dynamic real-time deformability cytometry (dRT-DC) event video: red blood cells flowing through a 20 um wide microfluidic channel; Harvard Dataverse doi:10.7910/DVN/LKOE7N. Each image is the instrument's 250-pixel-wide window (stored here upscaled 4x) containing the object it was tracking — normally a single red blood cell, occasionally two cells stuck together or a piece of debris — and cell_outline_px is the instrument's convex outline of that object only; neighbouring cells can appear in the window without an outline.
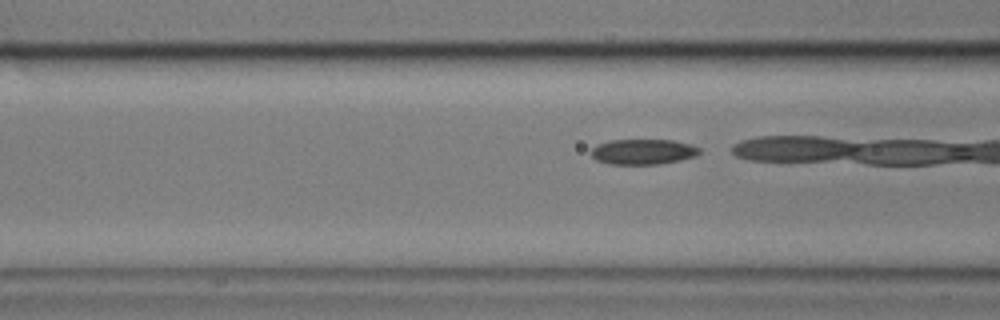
{"species": "common noctule bat (a hibernating species)", "species_latin": "Nyctalus noctula", "temperature_condition": "cold", "stored_images_in_passage": 41, "camera_frame_rate_fps": 3000, "um_per_image_px": 0.085, "animal": {"sex": "male", "body_mass_g": 17.9}, "frame": {"image": 1, "passage_image": 11, "time_ms": 3.333, "image_size_px": [1000, 320], "cell_outline_px": [[700, 152], [696, 156], [680, 160], [660, 164], [608, 164], [596, 160], [592, 156], [592, 148], [596, 144], [608, 140], [672, 140], [692, 144], [700, 148]], "centroid_in_image_um": [54.66, 12.89], "position_along_channel_um": 111.9, "area_um2": 16.13}}
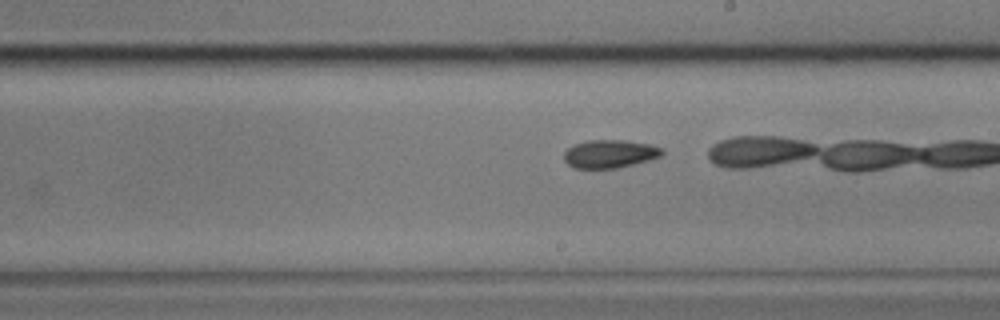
{"frame": {"image": 2, "passage_image": 22, "time_ms": 7.0, "image_size_px": [1000, 320], "cell_outline_px": [[664, 152], [660, 156], [648, 160], [616, 168], [572, 168], [564, 160], [564, 152], [568, 148], [576, 144], [588, 140], [624, 140], [652, 144], [664, 148]], "centroid_in_image_um": [51.84, 13.07], "position_along_channel_um": 237.2, "area_um2": 16.07}}
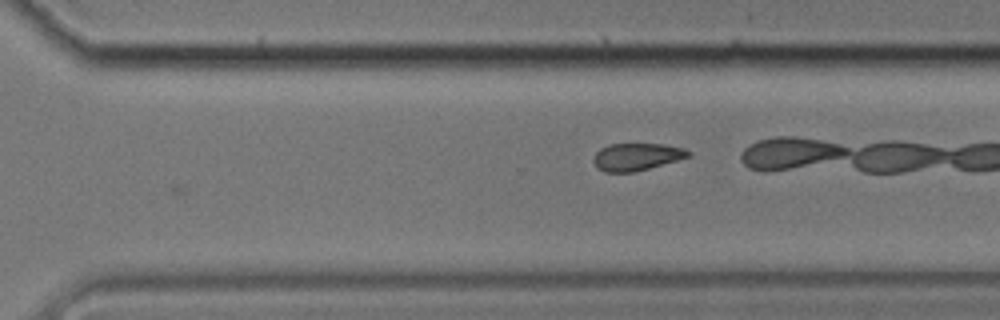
{"frame": {"image": 3, "passage_image": 29, "time_ms": 9.333, "image_size_px": [1000, 320], "cell_outline_px": [[692, 156], [648, 168], [632, 172], [604, 172], [592, 160], [596, 152], [600, 148], [608, 144], [664, 144], [684, 148], [692, 152]], "centroid_in_image_um": [54.14, 13.31], "position_along_channel_um": 316.5, "area_um2": 15.03}, "authors_computed_cell_mechanics": {"area_um2": 15.7216, "velocity_mm_per_s": 3.4023, "shape_relaxation_time_tau1_ms": 4.1476, "shape_relaxation_time_tau2_ms": null, "deformation_change_tau1": 0.0908, "deformation_change_tau2": null}}